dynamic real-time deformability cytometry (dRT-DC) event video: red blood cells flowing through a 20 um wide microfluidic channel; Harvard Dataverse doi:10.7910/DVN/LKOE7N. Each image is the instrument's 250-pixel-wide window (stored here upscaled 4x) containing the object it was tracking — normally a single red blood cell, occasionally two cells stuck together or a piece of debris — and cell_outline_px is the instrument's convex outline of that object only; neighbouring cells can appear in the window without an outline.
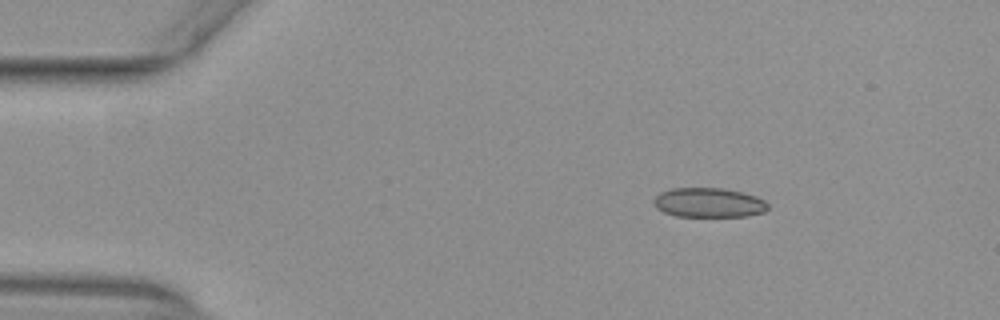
{"species": "common noctule bat (a hibernating species)", "species_latin": "Nyctalus noctula", "temperature_condition": "warm", "stored_images_in_passage": 51, "camera_frame_rate_fps": 3000, "um_per_image_px": 0.085, "animal": {"sex": "female", "body_mass_g": 29.2, "forearm_length_mm": 56.3}, "frame": {"image": 1, "passage_image": 7, "time_ms": 2.0, "image_size_px": [1000, 320], "cell_outline_px": [[768, 208], [764, 212], [748, 216], [676, 216], [664, 212], [656, 208], [652, 200], [660, 192], [672, 188], [724, 188], [756, 196], [764, 200], [768, 204]], "centroid_in_image_um": [60.23, 17.22], "position_along_channel_um": 24.8, "area_um2": 19.65}}
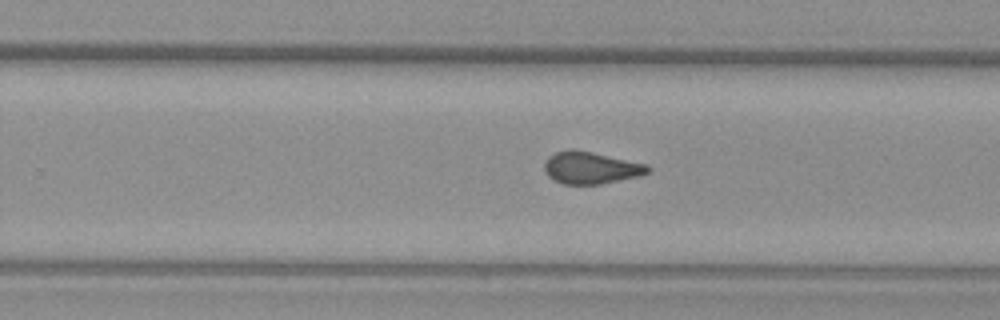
{"frame": {"image": 2, "passage_image": 32, "time_ms": 10.333, "image_size_px": [1000, 320], "cell_outline_px": [[652, 168], [648, 172], [640, 176], [600, 184], [564, 184], [552, 180], [544, 172], [544, 160], [548, 156], [556, 152], [568, 148], [572, 148], [592, 152], [648, 164]], "centroid_in_image_um": [50.19, 14.25], "position_along_channel_um": 279.6, "area_um2": 19.65}}
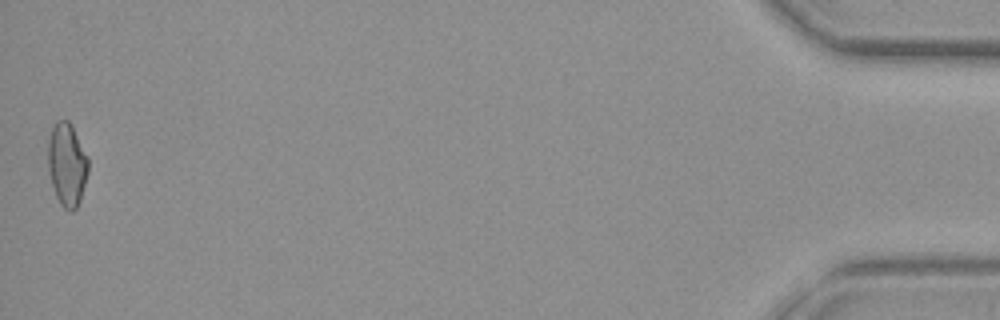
{"frame": {"image": 3, "passage_image": 51, "time_ms": 16.667, "image_size_px": [1000, 320], "cell_outline_px": [[88, 172], [80, 200], [76, 208], [72, 212], [64, 208], [60, 204], [56, 196], [52, 184], [48, 168], [48, 140], [52, 124], [56, 120], [68, 120], [88, 156]], "centroid_in_image_um": [5.68, 13.97], "position_along_channel_um": 429.5, "area_um2": 19.48}, "authors_computed_cell_mechanics": {"area_um2": 19.4786, "velocity_mm_per_s": 3.9453, "shape_relaxation_time_tau1_ms": null, "shape_relaxation_time_tau2_ms": 1.6303, "deformation_change_tau1": null, "deformation_change_tau2": 0.0706}}